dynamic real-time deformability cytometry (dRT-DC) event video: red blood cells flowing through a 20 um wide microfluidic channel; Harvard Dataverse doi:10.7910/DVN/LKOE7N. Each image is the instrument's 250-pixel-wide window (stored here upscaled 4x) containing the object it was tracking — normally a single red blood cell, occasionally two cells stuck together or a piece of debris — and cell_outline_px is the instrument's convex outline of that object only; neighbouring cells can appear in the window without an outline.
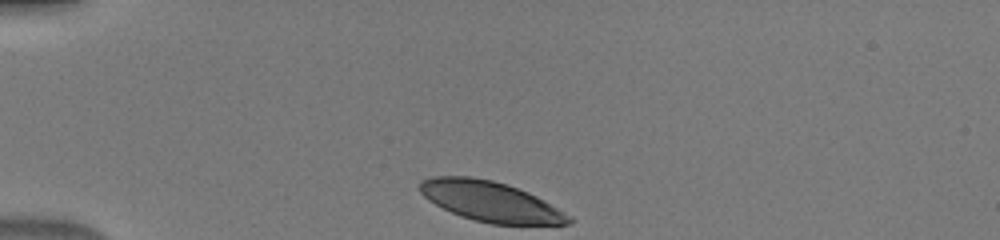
{"species": "human", "species_latin": "Homo sapiens", "temperature_condition": "warm", "stored_images_in_passage": 3, "camera_frame_rate_fps": 3000, "um_per_image_px": 0.085, "donor": {"sex": "male"}, "frame": {"image": 1, "passage_image": 1, "time_ms": 0.0, "image_size_px": [1000, 240], "cell_outline_px": [[572, 224], [492, 224], [460, 216], [428, 200], [420, 192], [420, 180], [432, 176], [472, 176], [492, 180], [528, 192], [544, 200], [572, 216]], "centroid_in_image_um": [41.69, 17.12], "position_along_channel_um": 43.3, "area_um2": 34.62}}